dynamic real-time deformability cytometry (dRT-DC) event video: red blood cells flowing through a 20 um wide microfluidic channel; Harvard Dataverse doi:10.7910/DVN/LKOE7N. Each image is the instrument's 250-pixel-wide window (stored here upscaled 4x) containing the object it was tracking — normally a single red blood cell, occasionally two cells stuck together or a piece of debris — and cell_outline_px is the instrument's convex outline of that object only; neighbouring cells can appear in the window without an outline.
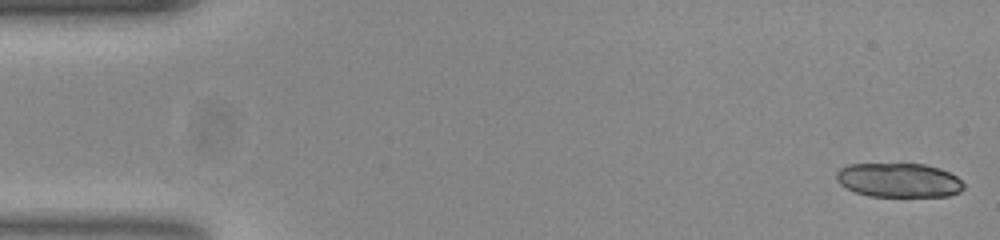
{"species": "common noctule bat (a hibernating species)", "species_latin": "Nyctalus noctula", "temperature_condition": "room temperature", "stored_images_in_passage": 24, "camera_frame_rate_fps": 3000, "um_per_image_px": 0.085, "animal": {"sex": "female", "body_mass_g": 23.0, "forearm_length_mm": 53.4}, "frame": {"image": 1, "passage_image": 1, "time_ms": 0.0, "image_size_px": [1000, 240], "cell_outline_px": [[964, 188], [960, 192], [948, 196], [868, 196], [856, 192], [840, 184], [836, 180], [836, 172], [840, 168], [848, 164], [924, 164], [940, 168], [956, 176], [964, 184]], "centroid_in_image_um": [76.4, 15.31], "position_along_channel_um": 8.6, "area_um2": 25.37}}
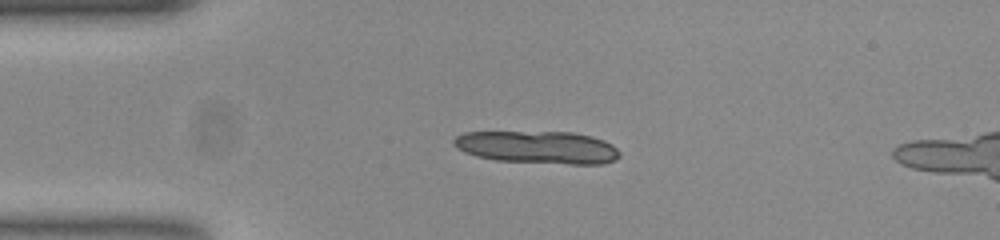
{"frame": {"image": 2, "passage_image": 12, "time_ms": 3.667, "image_size_px": [1000, 240], "cell_outline_px": [[620, 156], [616, 160], [604, 164], [568, 164], [496, 160], [476, 156], [464, 152], [456, 148], [452, 144], [452, 140], [456, 136], [464, 132], [572, 132], [592, 136], [604, 140], [612, 144], [620, 152]], "centroid_in_image_um": [45.71, 12.52], "position_along_channel_um": 39.3, "area_um2": 31.79}}